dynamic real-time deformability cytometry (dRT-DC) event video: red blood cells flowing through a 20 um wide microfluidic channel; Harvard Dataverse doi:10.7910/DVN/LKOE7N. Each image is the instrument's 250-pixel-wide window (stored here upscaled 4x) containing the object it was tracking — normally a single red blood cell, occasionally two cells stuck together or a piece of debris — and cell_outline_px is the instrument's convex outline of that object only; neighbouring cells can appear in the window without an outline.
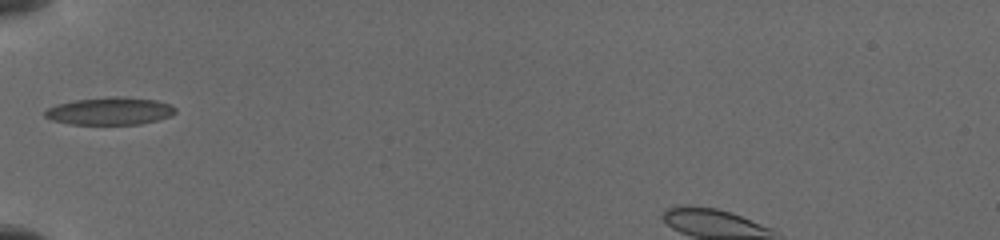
{"species": "common noctule bat (a hibernating species)", "species_latin": "Nyctalus noctula", "temperature_condition": "cold", "stored_images_in_passage": 23, "camera_frame_rate_fps": 3000, "um_per_image_px": 0.085, "animal": {"sex": "female", "body_mass_g": 19.5, "forearm_length_mm": 54.1}, "frame": {"image": 1, "passage_image": 1, "time_ms": 0.0, "image_size_px": [1000, 240], "cell_outline_px": [[176, 112], [172, 116], [140, 124], [68, 124], [52, 120], [44, 116], [44, 112], [48, 108], [56, 104], [76, 100], [112, 96], [120, 96], [156, 100], [168, 104], [176, 108]], "centroid_in_image_um": [9.34, 9.44], "position_along_channel_um": 75.7, "area_um2": 20.92}}
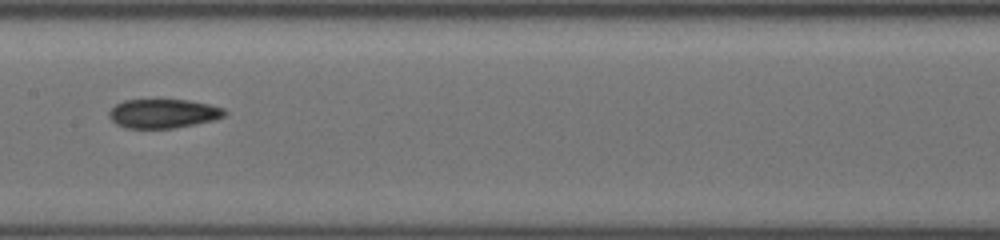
{"frame": {"image": 2, "passage_image": 8, "time_ms": 3.0, "image_size_px": [1000, 240], "cell_outline_px": [[228, 112], [224, 116], [212, 120], [172, 128], [124, 128], [116, 124], [108, 116], [108, 112], [116, 104], [124, 100], [188, 100], [208, 104], [224, 108]], "centroid_in_image_um": [13.85, 9.65], "position_along_channel_um": 193.6, "area_um2": 19.42}}
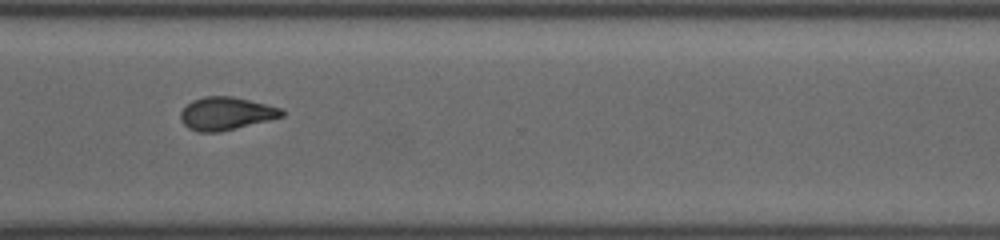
{"frame": {"image": 3, "passage_image": 17, "time_ms": 7.0, "image_size_px": [1000, 240], "cell_outline_px": [[284, 116], [220, 132], [200, 132], [188, 128], [180, 120], [180, 112], [192, 100], [204, 96], [232, 96], [284, 108]], "centroid_in_image_um": [19.22, 9.64], "position_along_channel_um": 351.4, "area_um2": 19.42}}